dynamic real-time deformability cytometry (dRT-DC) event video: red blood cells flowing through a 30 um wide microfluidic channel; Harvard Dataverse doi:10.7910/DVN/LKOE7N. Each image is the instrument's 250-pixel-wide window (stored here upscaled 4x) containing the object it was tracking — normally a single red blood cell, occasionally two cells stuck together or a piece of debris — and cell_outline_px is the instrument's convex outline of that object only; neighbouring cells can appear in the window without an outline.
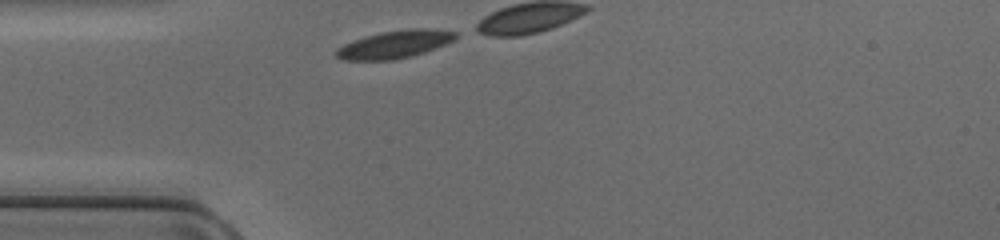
{"species": "common noctule bat (a hibernating species)", "species_latin": "Nyctalus noctula", "temperature_condition": "cold", "stored_images_in_passage": 17, "camera_frame_rate_fps": 3000, "um_per_image_px": 0.085, "animal": {"sex": "female", "body_mass_g": 17.0, "forearm_length_mm": 48.0}, "frame": {"image": 1, "passage_image": 1, "time_ms": 0.0, "image_size_px": [1000, 240], "cell_outline_px": [[460, 36], [444, 44], [424, 52], [412, 56], [392, 60], [344, 60], [336, 56], [332, 52], [336, 48], [352, 40], [364, 36], [380, 32], [408, 28], [428, 28], [456, 32]], "centroid_in_image_um": [33.5, 3.76], "position_along_channel_um": 51.5, "area_um2": 19.42}}